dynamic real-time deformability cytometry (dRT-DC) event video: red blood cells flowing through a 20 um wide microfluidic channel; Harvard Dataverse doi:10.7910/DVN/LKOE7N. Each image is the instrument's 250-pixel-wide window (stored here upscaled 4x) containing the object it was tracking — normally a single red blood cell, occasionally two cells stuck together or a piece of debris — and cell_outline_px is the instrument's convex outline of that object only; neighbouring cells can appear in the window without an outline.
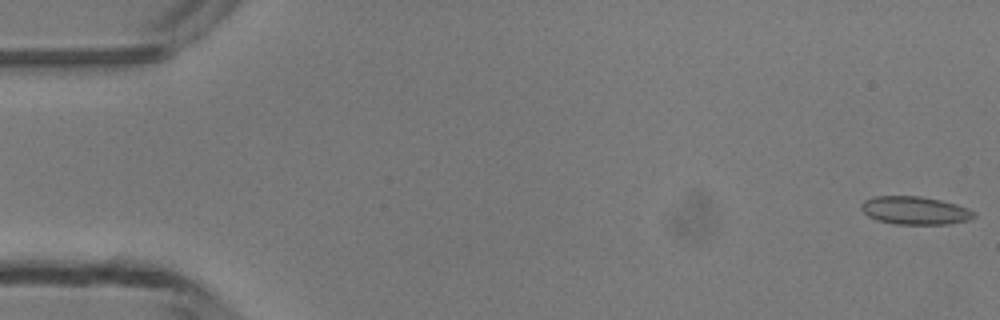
{"species": "common noctule bat (a hibernating species)", "species_latin": "Nyctalus noctula", "temperature_condition": "room temperature", "stored_images_in_passage": 48, "camera_frame_rate_fps": 3000, "um_per_image_px": 0.085, "animal": {"sex": "male", "body_mass_g": 13.3}, "frame": {"image": 1, "passage_image": 1, "time_ms": 0.0, "image_size_px": [1000, 320], "cell_outline_px": [[976, 216], [968, 220], [948, 224], [896, 224], [876, 220], [868, 216], [860, 208], [860, 204], [864, 200], [872, 196], [920, 196], [940, 200], [956, 204], [968, 208], [976, 212]], "centroid_in_image_um": [77.76, 17.89], "position_along_channel_um": 7.2, "area_um2": 18.55}}
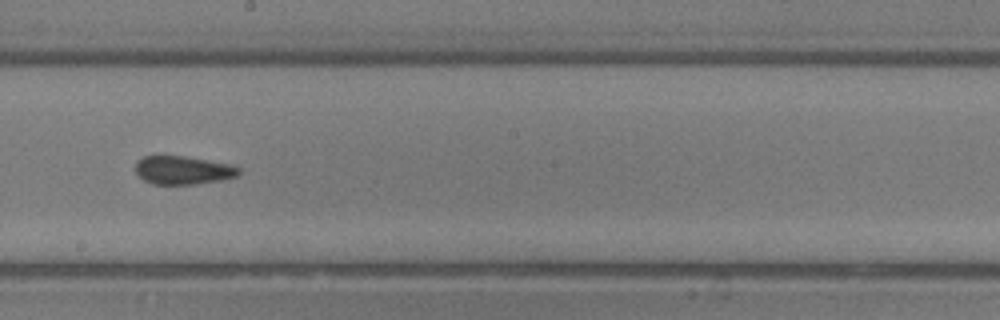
{"frame": {"image": 2, "passage_image": 27, "time_ms": 8.667, "image_size_px": [1000, 320], "cell_outline_px": [[240, 172], [236, 176], [220, 180], [196, 184], [152, 184], [144, 180], [136, 172], [136, 160], [144, 156], [184, 156], [228, 164], [240, 168]], "centroid_in_image_um": [15.52, 14.47], "position_along_channel_um": 232.7, "area_um2": 16.88}}
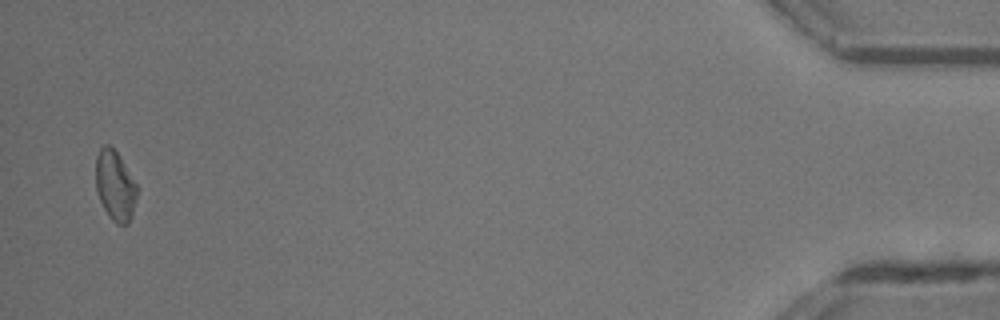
{"frame": {"image": 3, "passage_image": 47, "time_ms": 15.333, "image_size_px": [1000, 320], "cell_outline_px": [[136, 196], [132, 216], [128, 224], [116, 224], [108, 216], [100, 200], [96, 188], [96, 156], [100, 148], [104, 144], [108, 144], [120, 156], [136, 184]], "centroid_in_image_um": [9.77, 15.78], "position_along_channel_um": 425.4, "area_um2": 16.65}, "authors_computed_cell_mechanics": {"area_um2": 17.3111, "velocity_mm_per_s": 4.278, "shape_relaxation_time_tau1_ms": null, "shape_relaxation_time_tau2_ms": 1.9593, "deformation_change_tau1": null, "deformation_change_tau2": 0.1001}}